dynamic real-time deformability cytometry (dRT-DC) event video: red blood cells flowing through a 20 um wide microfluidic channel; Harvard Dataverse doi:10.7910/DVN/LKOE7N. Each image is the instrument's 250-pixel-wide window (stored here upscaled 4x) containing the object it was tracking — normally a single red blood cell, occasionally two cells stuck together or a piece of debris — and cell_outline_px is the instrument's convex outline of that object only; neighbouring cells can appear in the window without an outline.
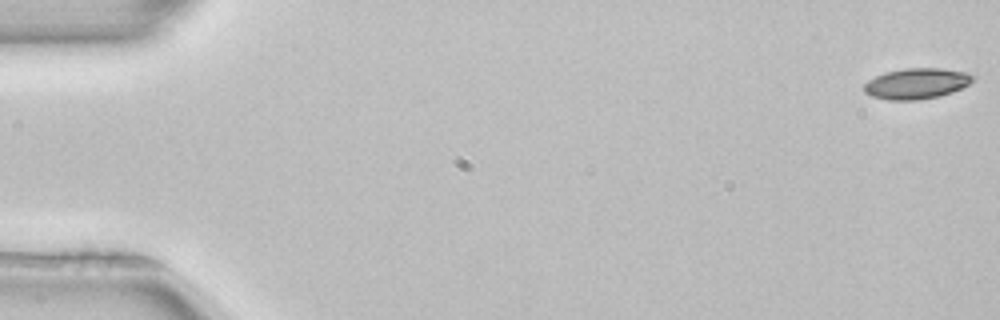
{"species": "common noctule bat (a hibernating species)", "species_latin": "Nyctalus noctula", "temperature_condition": "room temperature", "stored_images_in_passage": 53, "camera_frame_rate_fps": 3000, "um_per_image_px": 0.085, "animal": {"sex": "female", "body_mass_g": 22.7, "forearm_length_mm": 54.2}, "frame": {"image": 1, "passage_image": 1, "time_ms": 0.0, "image_size_px": [1000, 320], "cell_outline_px": [[976, 76], [968, 84], [952, 92], [940, 96], [920, 100], [888, 100], [872, 96], [864, 92], [864, 84], [868, 80], [884, 72], [904, 68], [940, 68], [968, 72]], "centroid_in_image_um": [77.9, 7.1], "position_along_channel_um": 7.1, "area_um2": 19.59}}
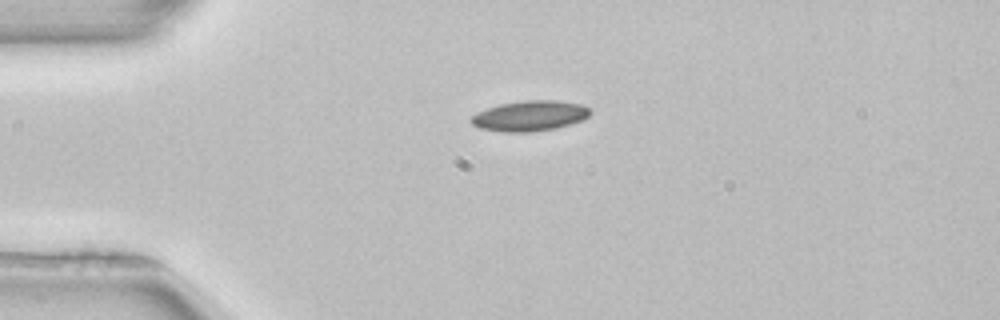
{"frame": {"image": 2, "passage_image": 13, "time_ms": 4.0, "image_size_px": [1000, 320], "cell_outline_px": [[592, 112], [588, 116], [580, 120], [556, 128], [532, 132], [504, 132], [480, 128], [472, 124], [468, 120], [476, 112], [500, 104], [524, 100], [556, 100], [580, 104], [588, 108]], "centroid_in_image_um": [44.99, 9.85], "position_along_channel_um": 40.0, "area_um2": 20.98}}
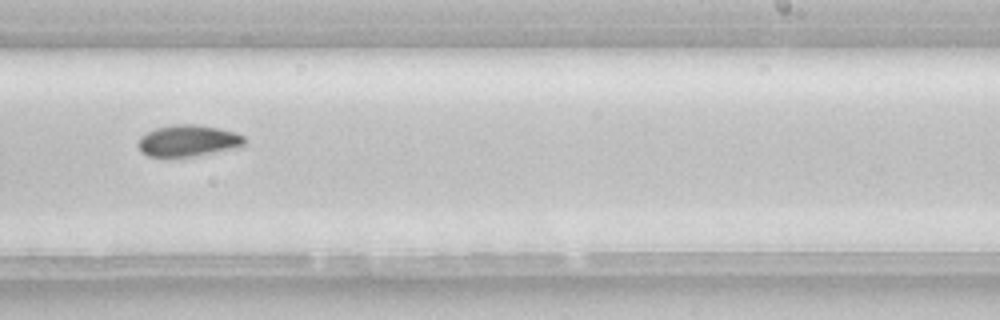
{"frame": {"image": 3, "passage_image": 33, "time_ms": 10.667, "image_size_px": [1000, 320], "cell_outline_px": [[244, 148], [200, 156], [148, 156], [140, 152], [136, 144], [140, 136], [156, 128], [172, 124], [196, 124], [236, 132], [244, 136]], "centroid_in_image_um": [16.03, 11.98], "position_along_channel_um": 273.0, "area_um2": 20.0}, "authors_computed_cell_mechanics": {"area_um2": 19.7098, "velocity_mm_per_s": 3.95, "shape_relaxation_time_tau1_ms": 9.645, "shape_relaxation_time_tau2_ms": null, "deformation_change_tau1": 0.144, "deformation_change_tau2": null}}